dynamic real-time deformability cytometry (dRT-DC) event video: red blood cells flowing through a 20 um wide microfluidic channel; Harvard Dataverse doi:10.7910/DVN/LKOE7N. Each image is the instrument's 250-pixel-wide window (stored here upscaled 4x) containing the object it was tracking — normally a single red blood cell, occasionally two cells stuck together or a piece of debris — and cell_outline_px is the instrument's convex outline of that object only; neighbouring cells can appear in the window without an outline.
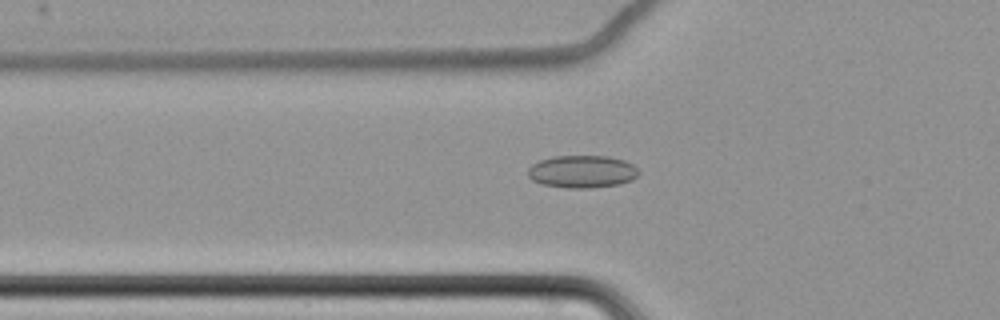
{"species": "common noctule bat (a hibernating species)", "species_latin": "Nyctalus noctula", "temperature_condition": "cold", "stored_images_in_passage": 45, "camera_frame_rate_fps": 3000, "um_per_image_px": 0.085, "animal": {"sex": "female", "body_mass_g": 22.7, "forearm_length_mm": 54.2}, "frame": {"image": 1, "passage_image": 7, "time_ms": 2.0, "image_size_px": [1000, 320], "cell_outline_px": [[640, 172], [632, 180], [620, 184], [588, 188], [568, 188], [544, 184], [532, 180], [528, 176], [528, 168], [532, 164], [540, 160], [552, 156], [608, 156], [624, 160], [632, 164]], "centroid_in_image_um": [49.48, 14.58], "position_along_channel_um": 76.3, "area_um2": 20.98}}
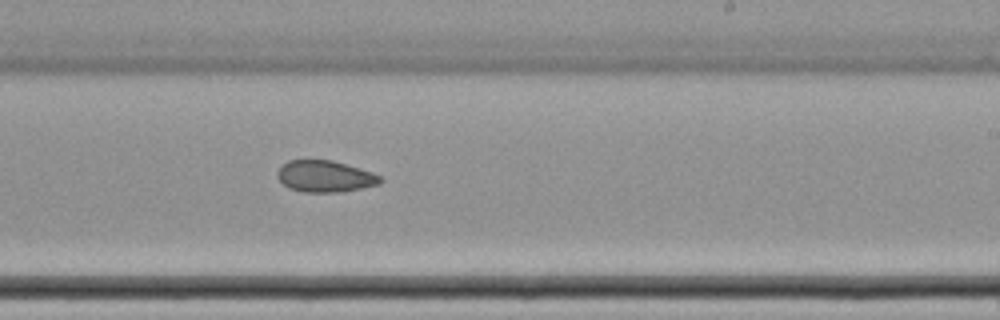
{"frame": {"image": 2, "passage_image": 23, "time_ms": 7.333, "image_size_px": [1000, 320], "cell_outline_px": [[384, 180], [380, 184], [340, 192], [304, 192], [288, 188], [276, 176], [276, 172], [288, 160], [332, 160], [372, 172], [380, 176]], "centroid_in_image_um": [27.62, 14.99], "position_along_channel_um": 261.4, "area_um2": 18.84}}
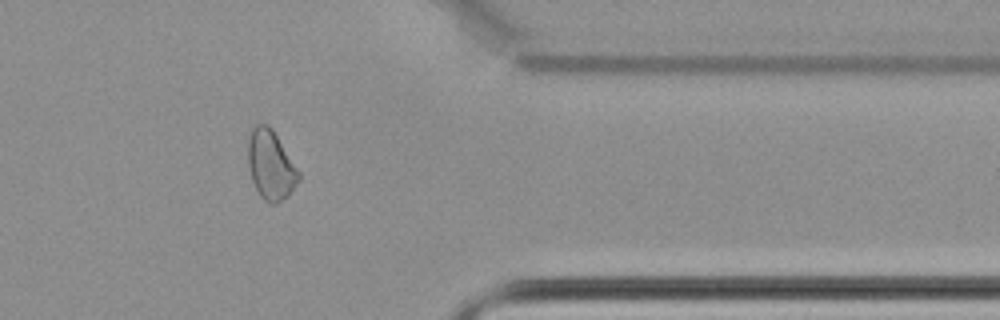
{"frame": {"image": 3, "passage_image": 35, "time_ms": 11.333, "image_size_px": [1000, 320], "cell_outline_px": [[300, 180], [288, 196], [276, 204], [268, 204], [260, 196], [252, 180], [248, 164], [248, 140], [252, 128], [256, 124], [268, 124], [272, 128], [300, 172]], "centroid_in_image_um": [23.02, 14.04], "position_along_channel_um": 388.4, "area_um2": 20.58}, "authors_computed_cell_mechanics": {"area_um2": 19.8254, "velocity_mm_per_s": 3.4909, "shape_relaxation_time_tau1_ms": null, "shape_relaxation_time_tau2_ms": 8.5246, "deformation_change_tau1": null, "deformation_change_tau2": 0.1286}}